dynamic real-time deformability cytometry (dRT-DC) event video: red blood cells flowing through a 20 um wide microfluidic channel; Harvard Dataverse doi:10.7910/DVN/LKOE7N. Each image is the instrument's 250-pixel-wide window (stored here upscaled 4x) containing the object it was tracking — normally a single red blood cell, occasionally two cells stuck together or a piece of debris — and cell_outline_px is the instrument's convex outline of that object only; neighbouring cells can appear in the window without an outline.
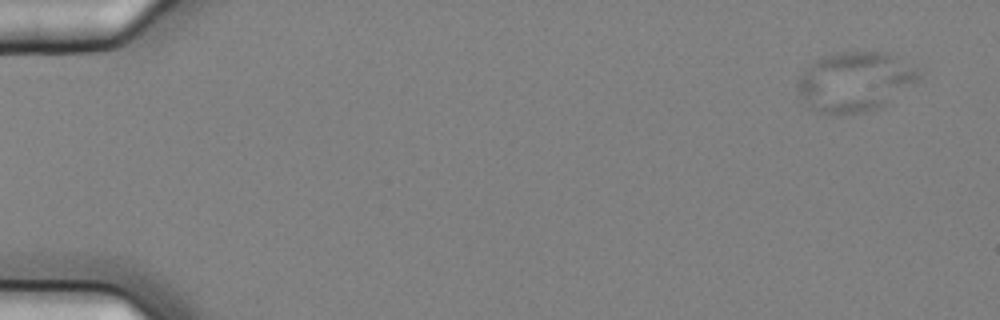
{"species": "common noctule bat (a hibernating species)", "species_latin": "Nyctalus noctula", "temperature_condition": "cold", "stored_images_in_passage": 6, "camera_frame_rate_fps": 3000, "um_per_image_px": 0.085, "animal": {"sex": "female", "body_mass_g": 25.1}, "frame": {"image": 1, "passage_image": 1, "time_ms": 0.0, "image_size_px": [1000, 320], "cell_outline_px": [[920, 80], [884, 104], [876, 108], [864, 112], [832, 116], [816, 112], [796, 88], [796, 80], [820, 56], [840, 52], [888, 52], [896, 56], [916, 68], [920, 76]], "centroid_in_image_um": [72.66, 6.94], "position_along_channel_um": 12.3, "area_um2": 41.79}}
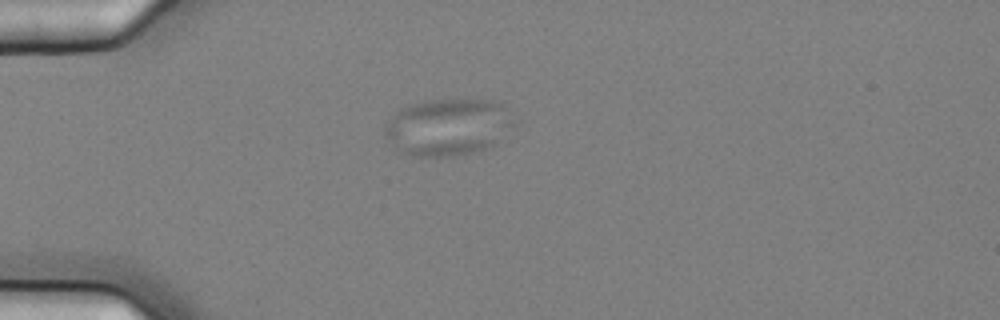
{"frame": {"image": 2, "passage_image": 5, "time_ms": 1.333, "image_size_px": [1000, 320], "cell_outline_px": [[520, 120], [516, 124], [492, 144], [480, 152], [464, 156], [412, 156], [400, 152], [392, 148], [384, 132], [384, 124], [400, 108], [412, 104], [428, 100], [496, 100], [504, 104]], "centroid_in_image_um": [38.11, 10.8], "position_along_channel_um": 46.9, "area_um2": 43.75}}